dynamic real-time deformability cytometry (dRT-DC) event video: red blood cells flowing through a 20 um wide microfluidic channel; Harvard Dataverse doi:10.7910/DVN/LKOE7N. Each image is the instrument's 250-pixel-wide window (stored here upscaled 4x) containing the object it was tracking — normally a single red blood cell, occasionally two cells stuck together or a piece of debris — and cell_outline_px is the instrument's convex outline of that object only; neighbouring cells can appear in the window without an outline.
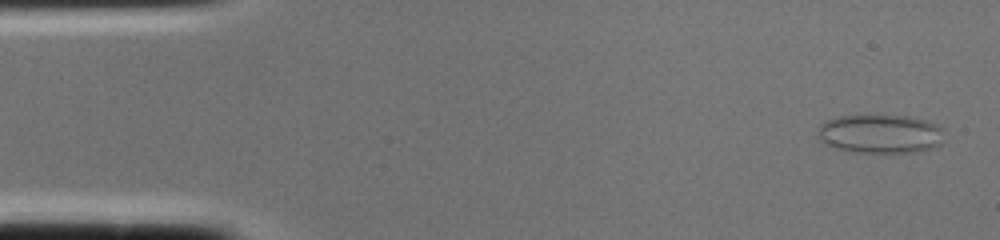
{"species": "common noctule bat (a hibernating species)", "species_latin": "Nyctalus noctula", "temperature_condition": "cold", "stored_images_in_passage": 2, "camera_frame_rate_fps": 3000, "um_per_image_px": 0.085, "animal": {"sex": "female", "body_mass_g": 22.0, "forearm_length_mm": 56.7}, "frame": {"image": 1, "passage_image": 1, "time_ms": 0.0, "image_size_px": [1000, 240], "cell_outline_px": [[944, 128], [940, 144], [932, 148], [912, 152], [852, 152], [836, 148], [824, 144], [820, 140], [820, 124], [828, 120], [840, 116], [908, 116], [928, 120]], "centroid_in_image_um": [74.85, 11.38], "position_along_channel_um": 10.1, "area_um2": 28.38}}
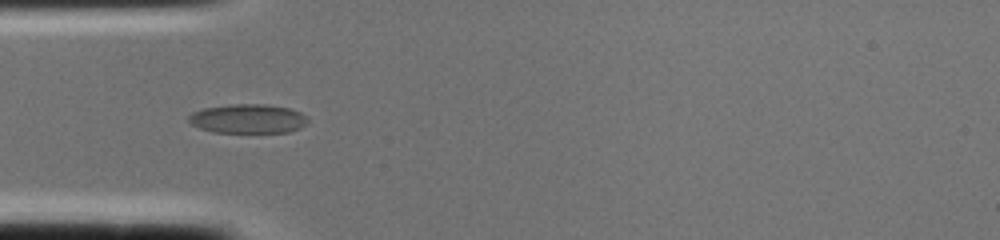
{"frame": {"image": 2, "passage_image": 2, "time_ms": 0.333, "image_size_px": [1000, 240], "cell_outline_px": [[308, 124], [300, 128], [288, 132], [212, 132], [200, 128], [192, 124], [188, 120], [188, 116], [192, 112], [204, 108], [232, 104], [264, 104], [288, 108], [300, 112], [308, 120]], "centroid_in_image_um": [21.07, 10.09], "position_along_channel_um": 63.9, "area_um2": 20.17}}